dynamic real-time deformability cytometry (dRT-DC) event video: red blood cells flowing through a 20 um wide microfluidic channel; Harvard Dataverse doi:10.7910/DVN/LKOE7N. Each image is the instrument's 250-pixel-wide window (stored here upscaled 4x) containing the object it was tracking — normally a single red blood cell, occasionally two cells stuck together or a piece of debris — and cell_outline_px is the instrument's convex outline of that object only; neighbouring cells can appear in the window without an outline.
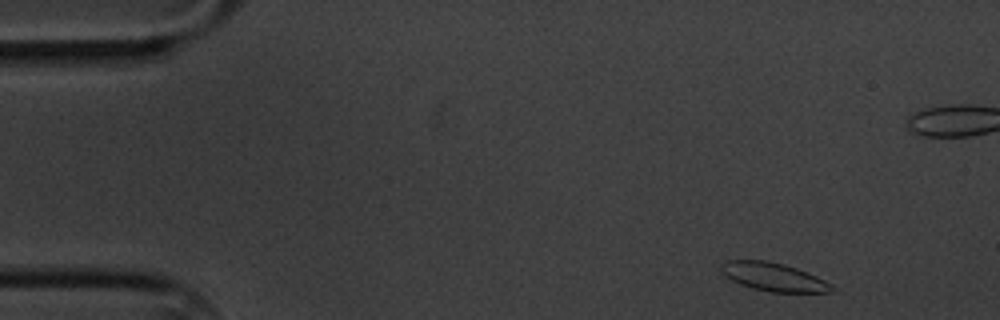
{"species": "common noctule bat (a hibernating species)", "species_latin": "Nyctalus noctula", "temperature_condition": "cold", "stored_images_in_passage": 5, "camera_frame_rate_fps": 3000, "um_per_image_px": 0.085, "animal": {"sex": "male", "body_mass_g": 20.1, "forearm_length_mm": 53.5}, "frame": {"image": 1, "passage_image": 1, "time_ms": 0.0, "image_size_px": [1000, 320], "cell_outline_px": [[840, 292], [772, 292], [752, 288], [740, 284], [732, 280], [720, 268], [720, 264], [724, 260], [768, 260], [784, 264], [796, 268], [816, 276], [832, 284]], "centroid_in_image_um": [65.8, 23.54], "position_along_channel_um": 19.2, "area_um2": 18.32}}